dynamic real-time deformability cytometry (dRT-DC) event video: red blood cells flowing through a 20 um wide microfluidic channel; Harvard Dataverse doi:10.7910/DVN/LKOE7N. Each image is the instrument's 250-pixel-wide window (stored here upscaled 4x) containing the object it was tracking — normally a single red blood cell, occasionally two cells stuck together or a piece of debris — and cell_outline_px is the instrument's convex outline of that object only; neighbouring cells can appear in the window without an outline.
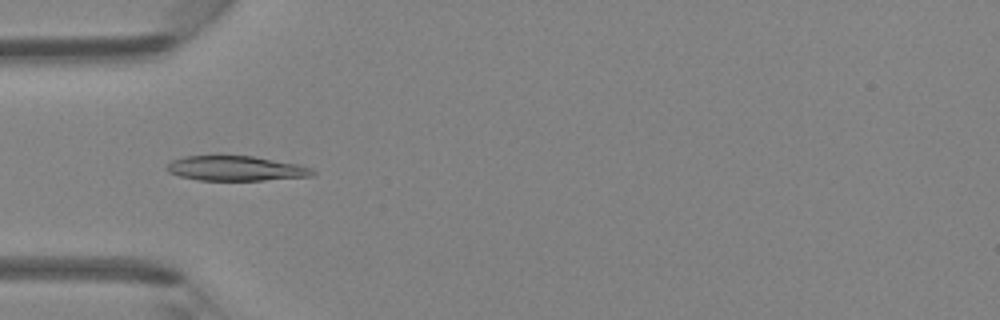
{"species": "Egyptian fruit bat (a non-hibernating species)", "species_latin": "Rousettus aegyptiacus", "temperature_condition": "room temperature", "stored_images_in_passage": 44, "camera_frame_rate_fps": 3000, "um_per_image_px": 0.085, "animal": {"sex": "female"}, "frame": {"image": 1, "passage_image": 13, "time_ms": 4.0, "image_size_px": [1000, 320], "cell_outline_px": [[316, 172], [312, 176], [264, 180], [200, 180], [180, 176], [168, 172], [164, 168], [172, 160], [184, 156], [252, 156], [296, 164], [312, 168]], "centroid_in_image_um": [20.02, 14.32], "position_along_channel_um": 65.0, "area_um2": 20.92}}
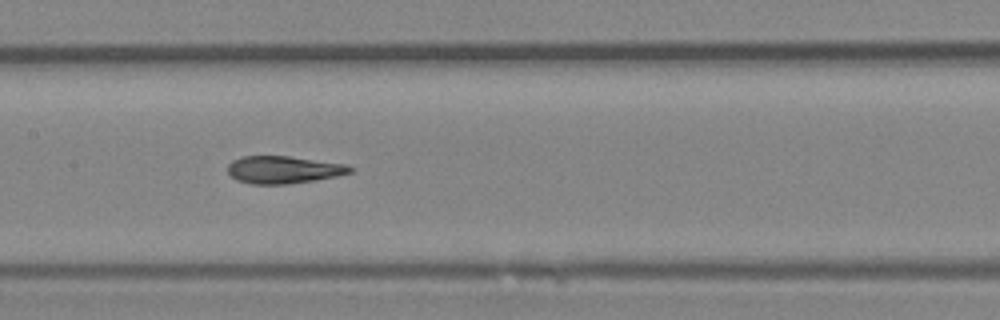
{"frame": {"image": 2, "passage_image": 21, "time_ms": 6.667, "image_size_px": [1000, 320], "cell_outline_px": [[356, 168], [352, 172], [336, 176], [288, 184], [252, 184], [236, 180], [228, 172], [228, 164], [232, 160], [240, 156], [288, 156], [348, 164]], "centroid_in_image_um": [24.11, 14.41], "position_along_channel_um": 183.3, "area_um2": 19.65}}
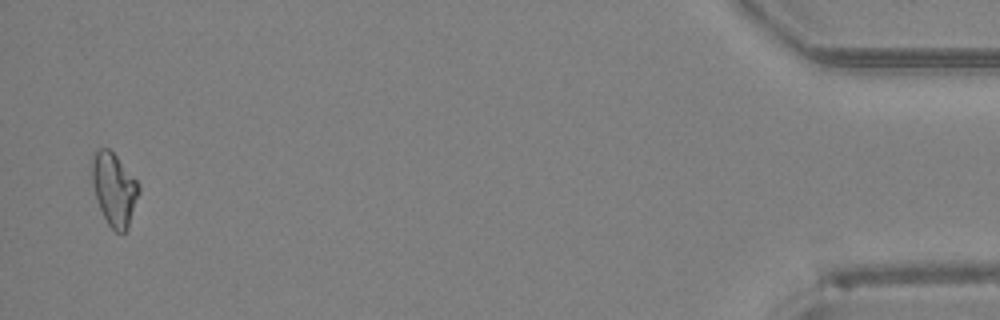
{"frame": {"image": 3, "passage_image": 43, "time_ms": 14.0, "image_size_px": [1000, 320], "cell_outline_px": [[140, 192], [128, 228], [124, 232], [116, 232], [108, 224], [96, 200], [92, 184], [92, 160], [96, 148], [108, 148], [116, 156], [140, 184]], "centroid_in_image_um": [9.71, 16.08], "position_along_channel_um": 425.5, "area_um2": 19.83}}